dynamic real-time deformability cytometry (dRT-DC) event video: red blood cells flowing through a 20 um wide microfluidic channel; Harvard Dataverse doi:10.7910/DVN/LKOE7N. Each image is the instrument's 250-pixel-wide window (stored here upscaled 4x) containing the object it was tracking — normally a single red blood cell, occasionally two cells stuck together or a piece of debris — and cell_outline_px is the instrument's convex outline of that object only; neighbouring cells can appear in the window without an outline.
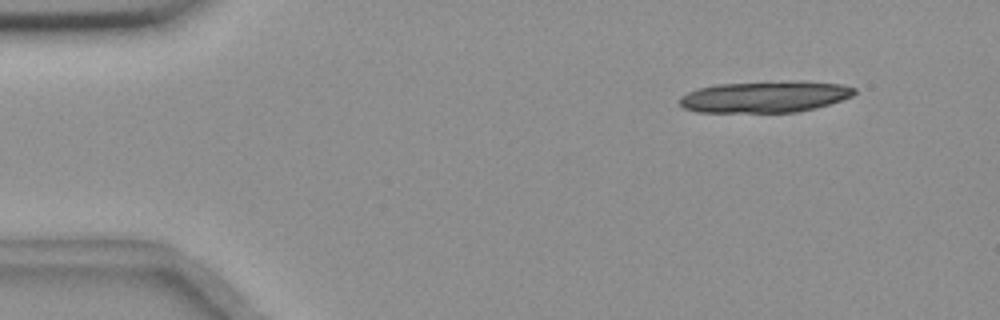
{"species": "common noctule bat (a hibernating species)", "species_latin": "Nyctalus noctula", "temperature_condition": "room temperature", "stored_images_in_passage": 5, "camera_frame_rate_fps": 3000, "um_per_image_px": 0.085, "animal": {"sex": "female", "body_mass_g": 18.4}, "frame": {"image": 1, "passage_image": 1, "time_ms": 0.0, "image_size_px": [1000, 320], "cell_outline_px": [[856, 92], [852, 96], [816, 108], [796, 112], [696, 112], [684, 108], [680, 104], [680, 96], [688, 92], [700, 88], [716, 84], [800, 80], [840, 84], [856, 88]], "centroid_in_image_um": [65.03, 8.22], "position_along_channel_um": 20.0, "area_um2": 32.08}}